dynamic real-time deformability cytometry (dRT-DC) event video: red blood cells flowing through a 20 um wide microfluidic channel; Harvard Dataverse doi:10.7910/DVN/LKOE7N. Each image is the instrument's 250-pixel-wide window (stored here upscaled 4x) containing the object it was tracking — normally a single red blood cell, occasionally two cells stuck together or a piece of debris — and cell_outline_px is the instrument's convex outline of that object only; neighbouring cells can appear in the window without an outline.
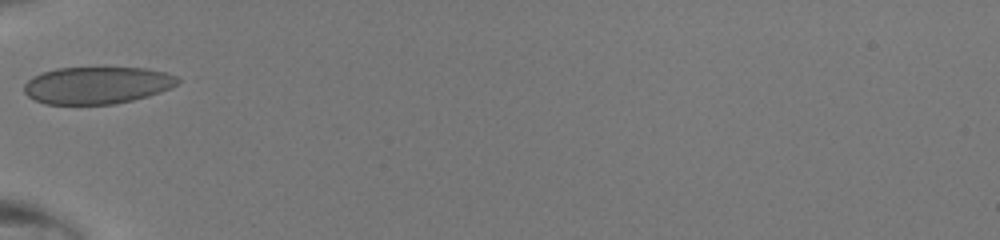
{"species": "human", "species_latin": "Homo sapiens", "temperature_condition": "room temperature", "stored_images_in_passage": 25, "camera_frame_rate_fps": 3000, "um_per_image_px": 0.085, "donor": {"sex": "male"}, "frame": {"image": 1, "passage_image": 1, "time_ms": 0.0, "image_size_px": [1000, 240], "cell_outline_px": [[180, 80], [176, 84], [160, 92], [148, 96], [116, 104], [44, 104], [28, 96], [24, 92], [24, 84], [32, 76], [56, 68], [144, 68], [164, 72], [176, 76]], "centroid_in_image_um": [8.22, 7.25], "position_along_channel_um": 76.8, "area_um2": 33.06}}
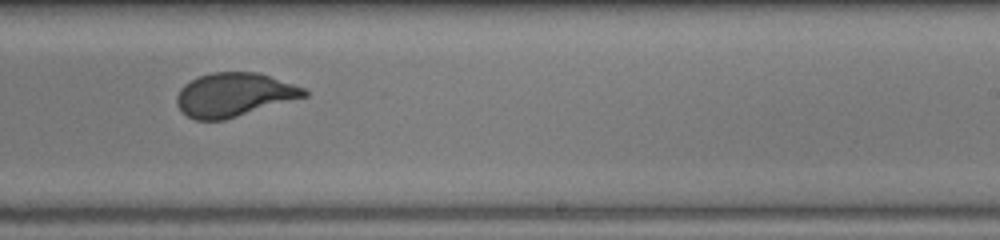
{"frame": {"image": 2, "passage_image": 14, "time_ms": 4.333, "image_size_px": [1000, 240], "cell_outline_px": [[308, 96], [224, 120], [196, 120], [188, 116], [176, 104], [176, 96], [180, 88], [184, 84], [200, 76], [212, 72], [256, 72], [304, 88], [308, 92]], "centroid_in_image_um": [19.87, 8.06], "position_along_channel_um": 269.1, "area_um2": 32.14}}
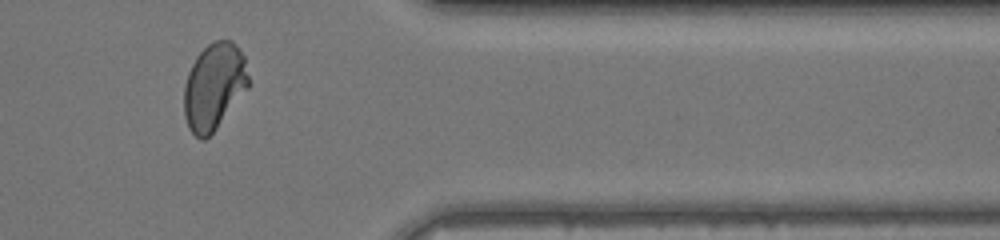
{"frame": {"image": 3, "passage_image": 23, "time_ms": 7.333, "image_size_px": [1000, 240], "cell_outline_px": [[248, 88], [216, 128], [204, 140], [200, 140], [188, 128], [184, 116], [184, 84], [188, 72], [196, 56], [208, 44], [216, 40], [232, 40], [236, 44], [244, 56], [248, 76]], "centroid_in_image_um": [18.18, 7.34], "position_along_channel_um": 393.2, "area_um2": 32.43}}